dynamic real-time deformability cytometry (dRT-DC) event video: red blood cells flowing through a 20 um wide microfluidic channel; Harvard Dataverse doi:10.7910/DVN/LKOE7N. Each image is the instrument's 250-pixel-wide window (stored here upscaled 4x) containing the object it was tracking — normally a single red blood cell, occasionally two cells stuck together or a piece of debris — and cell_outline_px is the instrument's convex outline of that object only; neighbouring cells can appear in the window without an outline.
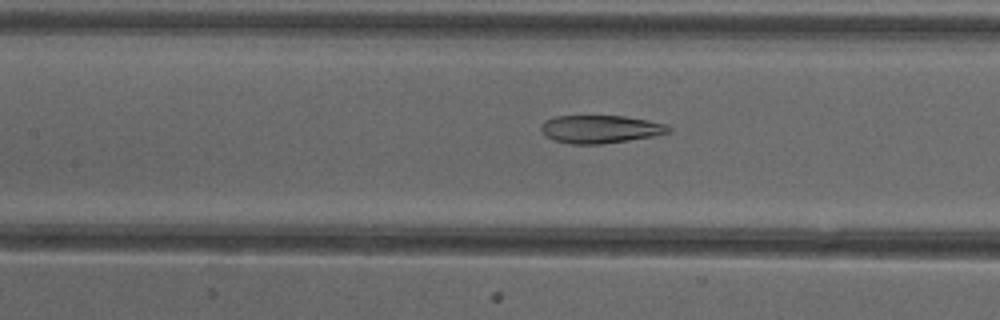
{"species": "common noctule bat (a hibernating species)", "species_latin": "Nyctalus noctula", "temperature_condition": "cold", "stored_images_in_passage": 51, "camera_frame_rate_fps": 3000, "um_per_image_px": 0.085, "animal": {"sex": "female"}, "frame": {"image": 1, "passage_image": 23, "time_ms": 7.333, "image_size_px": [1000, 320], "cell_outline_px": [[672, 132], [652, 136], [628, 140], [600, 144], [572, 144], [552, 140], [544, 136], [540, 128], [544, 120], [556, 116], [624, 116], [648, 120], [668, 124], [672, 128]], "centroid_in_image_um": [51.03, 10.97], "position_along_channel_um": 156.4, "area_um2": 20.92}}
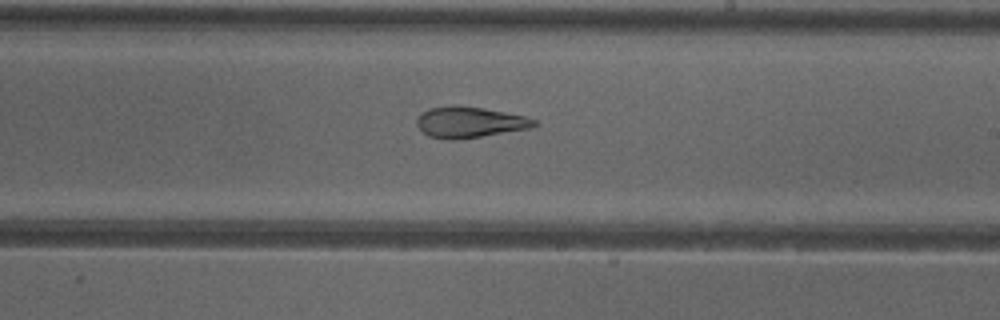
{"frame": {"image": 2, "passage_image": 30, "time_ms": 9.667, "image_size_px": [1000, 320], "cell_outline_px": [[540, 124], [532, 128], [456, 140], [452, 140], [428, 136], [416, 124], [416, 120], [428, 108], [452, 104], [484, 108], [524, 116], [536, 120]], "centroid_in_image_um": [39.93, 10.38], "position_along_channel_um": 249.1, "area_um2": 21.21}}
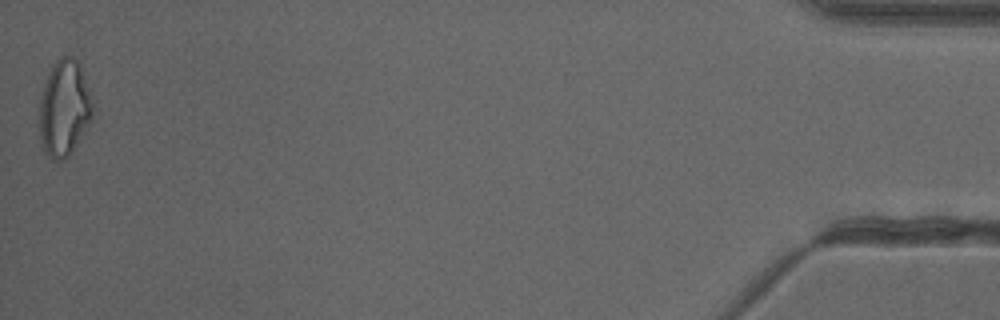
{"frame": {"image": 3, "passage_image": 51, "time_ms": 16.667, "image_size_px": [1000, 320], "cell_outline_px": [[92, 120], [68, 156], [64, 160], [52, 160], [40, 148], [40, 96], [44, 84], [52, 64], [60, 56], [72, 56], [80, 64], [92, 96]], "centroid_in_image_um": [5.45, 9.2], "position_along_channel_um": 429.7, "area_um2": 30.11}, "authors_computed_cell_mechanics": {"area_um2": 24.7384, "velocity_mm_per_s": 3.9869, "shape_relaxation_time_tau1_ms": null, "shape_relaxation_time_tau2_ms": 2.661, "deformation_change_tau1": null, "deformation_change_tau2": 0.1164}}